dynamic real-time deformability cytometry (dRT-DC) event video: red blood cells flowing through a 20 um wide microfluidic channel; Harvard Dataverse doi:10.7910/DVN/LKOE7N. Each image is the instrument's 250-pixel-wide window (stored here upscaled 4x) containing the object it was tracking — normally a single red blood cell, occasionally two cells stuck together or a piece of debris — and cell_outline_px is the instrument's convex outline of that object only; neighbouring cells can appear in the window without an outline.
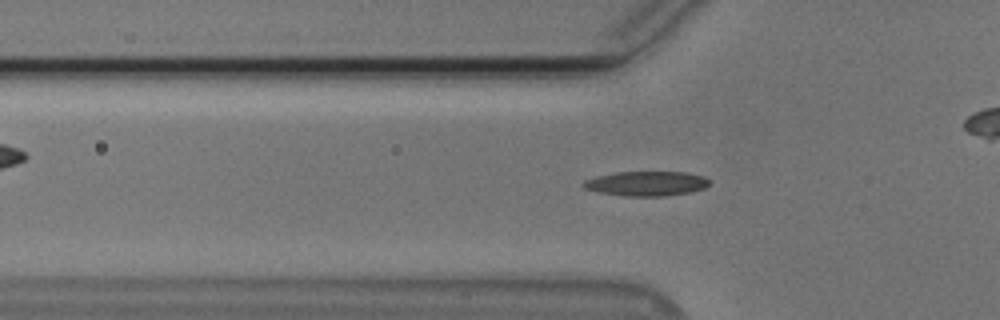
{"species": "Egyptian fruit bat (a non-hibernating species)", "species_latin": "Rousettus aegyptiacus", "temperature_condition": "cold", "stored_images_in_passage": 55, "camera_frame_rate_fps": 3000, "um_per_image_px": 0.085, "animal": {"sex": "male"}, "frame": {"image": 1, "passage_image": 18, "time_ms": 5.667, "image_size_px": [1000, 320], "cell_outline_px": [[708, 184], [704, 188], [688, 192], [664, 196], [620, 196], [600, 192], [584, 188], [580, 184], [584, 180], [596, 176], [616, 172], [688, 172], [704, 176], [708, 180]], "centroid_in_image_um": [54.9, 15.6], "position_along_channel_um": 70.9, "area_um2": 18.09}}
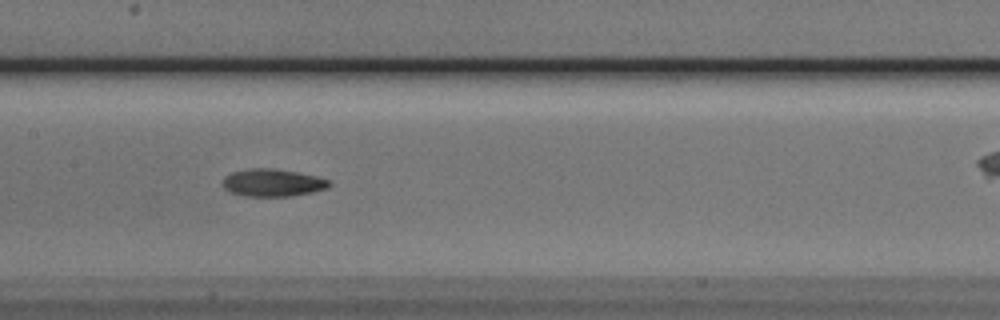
{"frame": {"image": 2, "passage_image": 27, "time_ms": 8.667, "image_size_px": [1000, 320], "cell_outline_px": [[332, 184], [328, 188], [312, 192], [292, 196], [244, 196], [228, 192], [220, 184], [224, 176], [232, 172], [252, 168], [272, 168], [296, 172], [316, 176], [328, 180]], "centroid_in_image_um": [23.12, 15.54], "position_along_channel_um": 184.3, "area_um2": 17.22}}
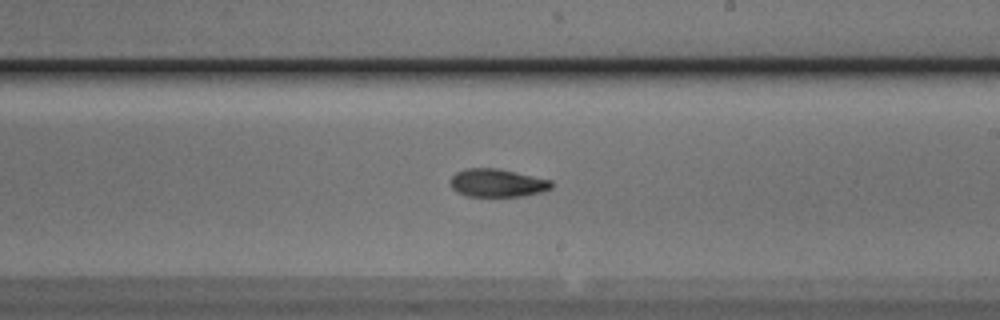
{"frame": {"image": 3, "passage_image": 32, "time_ms": 10.333, "image_size_px": [1000, 320], "cell_outline_px": [[552, 188], [544, 192], [524, 196], [468, 196], [456, 192], [452, 188], [448, 180], [456, 172], [468, 168], [496, 168], [552, 180]], "centroid_in_image_um": [42.26, 15.56], "position_along_channel_um": 246.7, "area_um2": 16.65}, "authors_computed_cell_mechanics": {"area_um2": 16.5886, "velocity_mm_per_s": 3.7703, "shape_relaxation_time_tau1_ms": 7.2254, "shape_relaxation_time_tau2_ms": 3.1949, "deformation_change_tau1": 0.1886, "deformation_change_tau2": 0.0954}}